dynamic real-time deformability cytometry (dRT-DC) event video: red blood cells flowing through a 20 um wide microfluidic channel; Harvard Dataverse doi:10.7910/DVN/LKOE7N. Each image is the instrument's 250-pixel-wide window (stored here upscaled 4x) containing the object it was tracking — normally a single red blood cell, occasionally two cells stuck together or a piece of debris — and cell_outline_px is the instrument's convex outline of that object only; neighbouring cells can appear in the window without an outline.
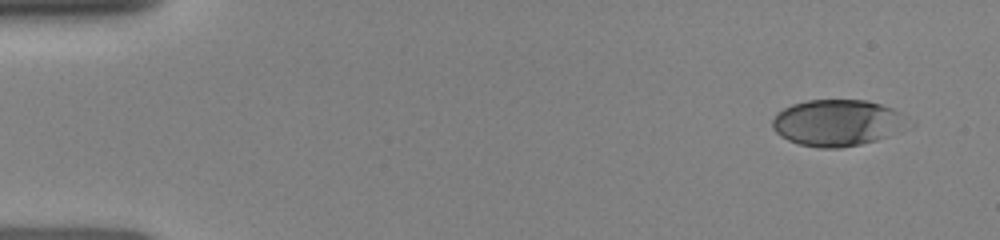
{"species": "human", "species_latin": "Homo sapiens", "temperature_condition": "room temperature", "stored_images_in_passage": 12, "camera_frame_rate_fps": 3000, "um_per_image_px": 0.085, "donor": {"sex": "female"}, "frame": {"image": 1, "passage_image": 1, "time_ms": 0.0, "image_size_px": [1000, 240], "cell_outline_px": [[900, 112], [888, 136], [876, 140], [860, 144], [840, 148], [820, 148], [800, 144], [788, 140], [780, 136], [772, 128], [772, 120], [776, 112], [792, 104], [808, 100], [864, 100], [880, 104], [892, 108]], "centroid_in_image_um": [70.92, 10.43], "position_along_channel_um": 14.1, "area_um2": 35.2}}
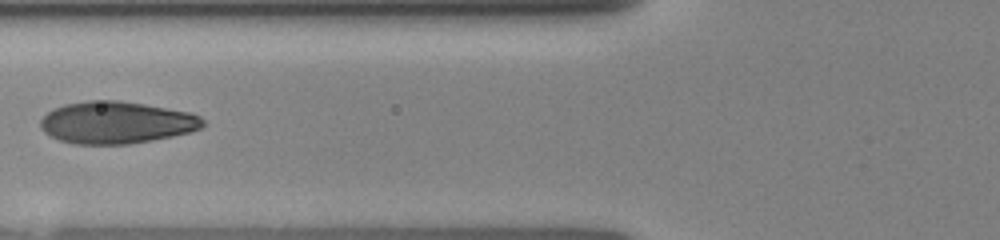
{"frame": {"image": 2, "passage_image": 7, "time_ms": 5.333, "image_size_px": [1000, 240], "cell_outline_px": [[204, 124], [200, 128], [192, 132], [152, 140], [128, 144], [72, 144], [60, 140], [44, 132], [40, 128], [40, 120], [52, 108], [64, 104], [88, 100], [120, 100], [192, 112], [200, 116], [204, 120]], "centroid_in_image_um": [9.89, 10.41], "position_along_channel_um": 115.9, "area_um2": 40.11}}
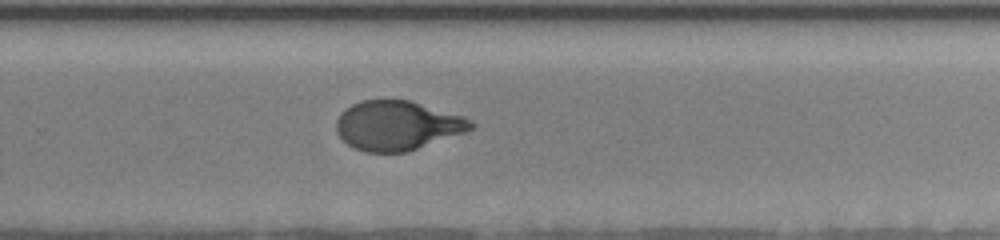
{"frame": {"image": 3, "passage_image": 12, "time_ms": 9.667, "image_size_px": [1000, 240], "cell_outline_px": [[476, 128], [408, 152], [364, 152], [348, 144], [336, 132], [336, 120], [340, 112], [344, 108], [352, 104], [364, 100], [408, 100], [464, 116], [472, 120], [476, 124]], "centroid_in_image_um": [33.78, 10.67], "position_along_channel_um": 296.0, "area_um2": 38.84}}